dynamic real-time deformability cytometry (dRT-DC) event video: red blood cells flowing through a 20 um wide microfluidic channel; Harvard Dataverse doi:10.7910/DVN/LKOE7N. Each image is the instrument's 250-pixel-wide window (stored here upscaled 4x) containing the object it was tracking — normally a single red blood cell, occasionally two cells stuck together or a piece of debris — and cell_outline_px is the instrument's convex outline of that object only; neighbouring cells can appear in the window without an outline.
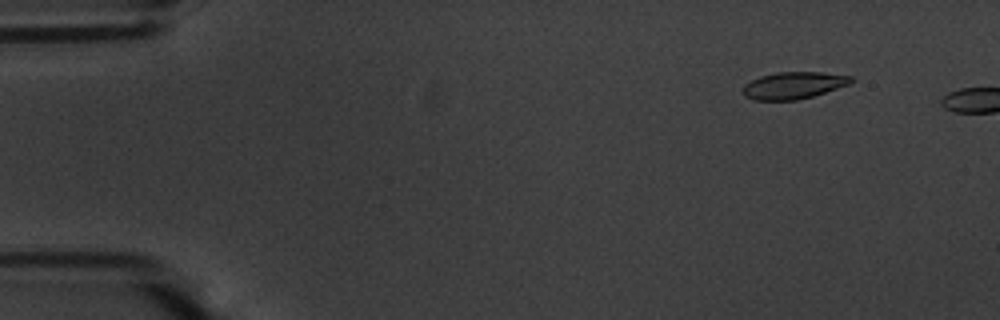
{"species": "common noctule bat (a hibernating species)", "species_latin": "Nyctalus noctula", "temperature_condition": "warm", "stored_images_in_passage": 9, "camera_frame_rate_fps": 3000, "um_per_image_px": 0.085, "animal": {"sex": "male", "body_mass_g": 20.1, "forearm_length_mm": 53.5}, "frame": {"image": 1, "passage_image": 6, "time_ms": 1.667, "image_size_px": [1000, 320], "cell_outline_px": [[856, 80], [848, 84], [812, 96], [796, 100], [752, 100], [744, 96], [744, 84], [760, 76], [776, 72], [820, 72], [852, 76]], "centroid_in_image_um": [67.44, 7.25], "position_along_channel_um": 17.6, "area_um2": 16.88}}